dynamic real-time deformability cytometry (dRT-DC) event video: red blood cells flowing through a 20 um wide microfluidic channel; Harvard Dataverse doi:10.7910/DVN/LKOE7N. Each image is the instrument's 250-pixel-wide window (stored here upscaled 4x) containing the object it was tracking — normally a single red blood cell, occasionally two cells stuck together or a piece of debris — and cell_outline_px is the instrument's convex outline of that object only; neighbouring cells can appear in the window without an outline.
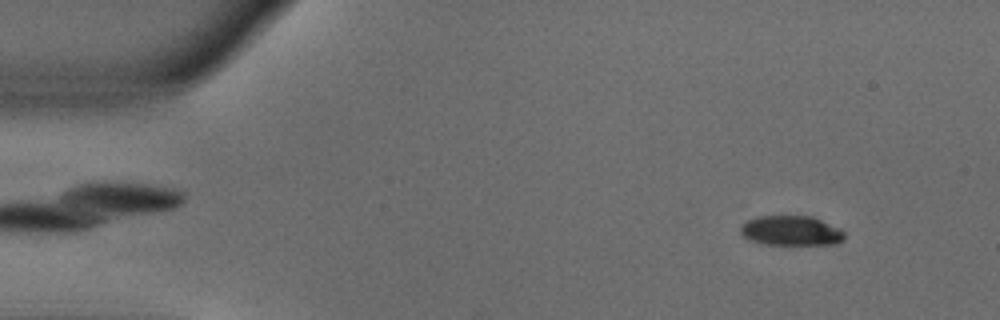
{"species": "common noctule bat (a hibernating species)", "species_latin": "Nyctalus noctula", "temperature_condition": "warm", "stored_images_in_passage": 51, "camera_frame_rate_fps": 3000, "um_per_image_px": 0.085, "animal": {"sex": "male", "body_mass_g": 18.8}, "frame": {"image": 1, "passage_image": 4, "time_ms": 1.0, "image_size_px": [1000, 320], "cell_outline_px": [[844, 240], [836, 244], [768, 244], [752, 240], [744, 236], [740, 232], [740, 224], [744, 220], [756, 216], [812, 216], [840, 228], [844, 232]], "centroid_in_image_um": [67.23, 19.59], "position_along_channel_um": 17.8, "area_um2": 18.09}}
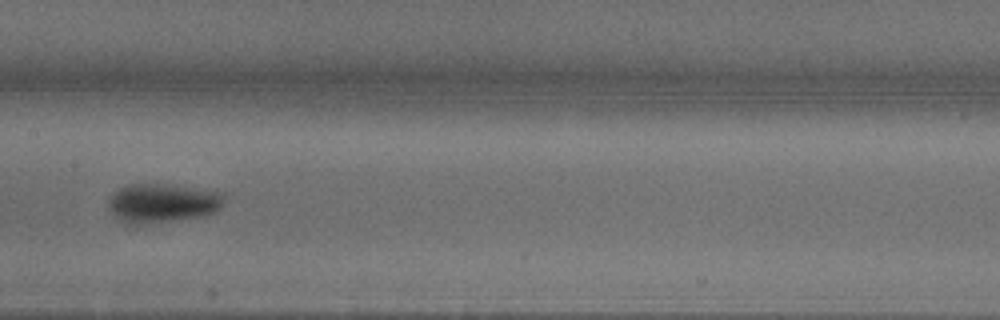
{"frame": {"image": 2, "passage_image": 25, "time_ms": 8.0, "image_size_px": [1000, 320], "cell_outline_px": [[224, 204], [216, 212], [204, 216], [140, 224], [124, 224], [108, 208], [108, 204], [112, 196], [120, 188], [128, 184], [160, 184], [224, 192]], "centroid_in_image_um": [13.84, 17.27], "position_along_channel_um": 193.6, "area_um2": 26.07}}
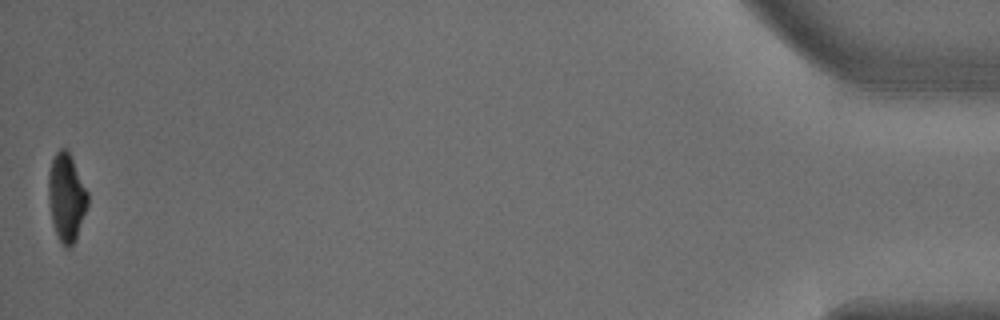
{"frame": {"image": 3, "passage_image": 51, "time_ms": 16.667, "image_size_px": [1000, 320], "cell_outline_px": [[88, 204], [76, 240], [72, 248], [64, 248], [60, 244], [52, 220], [48, 200], [48, 172], [52, 160], [56, 152], [60, 148], [68, 148], [88, 192]], "centroid_in_image_um": [5.65, 16.78], "position_along_channel_um": 429.6, "area_um2": 20.46}, "authors_computed_cell_mechanics": {"area_um2": 22.3686, "velocity_mm_per_s": 3.8244, "shape_relaxation_time_tau1_ms": 2.929, "shape_relaxation_time_tau2_ms": 3.6303, "deformation_change_tau1": 0.1694, "deformation_change_tau2": 0.0629}}